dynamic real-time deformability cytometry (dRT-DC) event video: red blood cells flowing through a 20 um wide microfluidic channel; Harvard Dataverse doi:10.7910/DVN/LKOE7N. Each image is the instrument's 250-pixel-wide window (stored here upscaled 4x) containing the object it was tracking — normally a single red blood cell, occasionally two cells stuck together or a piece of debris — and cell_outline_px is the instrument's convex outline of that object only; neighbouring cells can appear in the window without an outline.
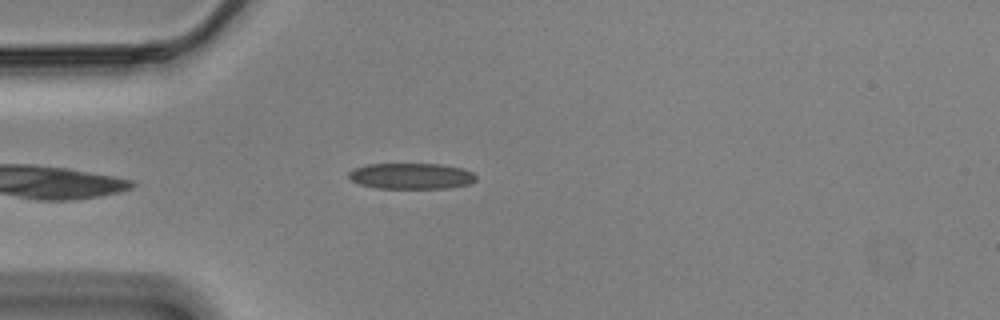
{"species": "Egyptian fruit bat (a non-hibernating species)", "species_latin": "Rousettus aegyptiacus", "temperature_condition": "cold", "stored_images_in_passage": 28, "camera_frame_rate_fps": 3000, "um_per_image_px": 0.085, "animal": {"sex": "male"}, "frame": {"image": 1, "passage_image": 2, "time_ms": 0.333, "image_size_px": [1000, 320], "cell_outline_px": [[476, 180], [468, 184], [452, 188], [376, 188], [360, 184], [352, 180], [348, 176], [348, 172], [356, 168], [368, 164], [440, 164], [464, 168], [472, 172], [476, 176]], "centroid_in_image_um": [34.99, 14.96], "position_along_channel_um": 50.0, "area_um2": 19.25}}
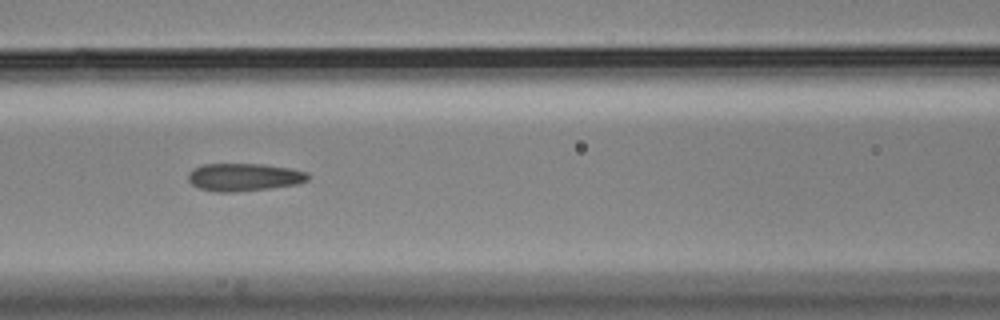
{"frame": {"image": 2, "passage_image": 11, "time_ms": 3.333, "image_size_px": [1000, 320], "cell_outline_px": [[308, 180], [296, 184], [268, 188], [236, 192], [216, 192], [200, 188], [192, 184], [188, 180], [188, 172], [192, 168], [204, 164], [264, 164], [288, 168], [308, 172]], "centroid_in_image_um": [20.7, 15.05], "position_along_channel_um": 145.9, "area_um2": 19.31}}
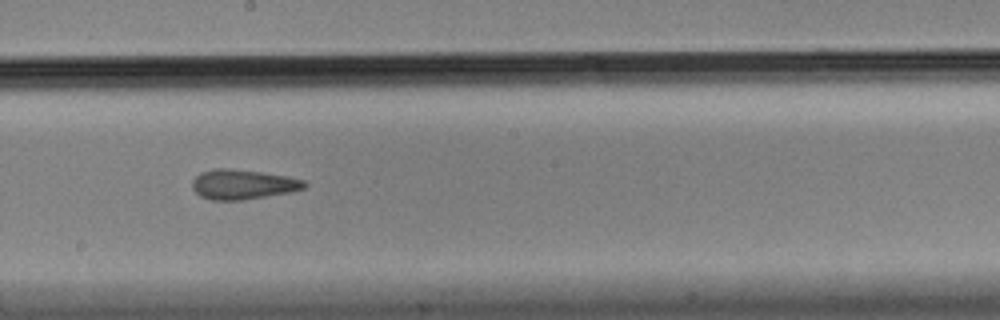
{"frame": {"image": 3, "passage_image": 18, "time_ms": 5.667, "image_size_px": [1000, 320], "cell_outline_px": [[308, 184], [304, 188], [292, 192], [240, 200], [212, 200], [200, 196], [192, 188], [192, 180], [200, 172], [216, 168], [228, 168], [260, 172], [288, 176], [304, 180]], "centroid_in_image_um": [20.64, 15.67], "position_along_channel_um": 227.6, "area_um2": 19.48}}